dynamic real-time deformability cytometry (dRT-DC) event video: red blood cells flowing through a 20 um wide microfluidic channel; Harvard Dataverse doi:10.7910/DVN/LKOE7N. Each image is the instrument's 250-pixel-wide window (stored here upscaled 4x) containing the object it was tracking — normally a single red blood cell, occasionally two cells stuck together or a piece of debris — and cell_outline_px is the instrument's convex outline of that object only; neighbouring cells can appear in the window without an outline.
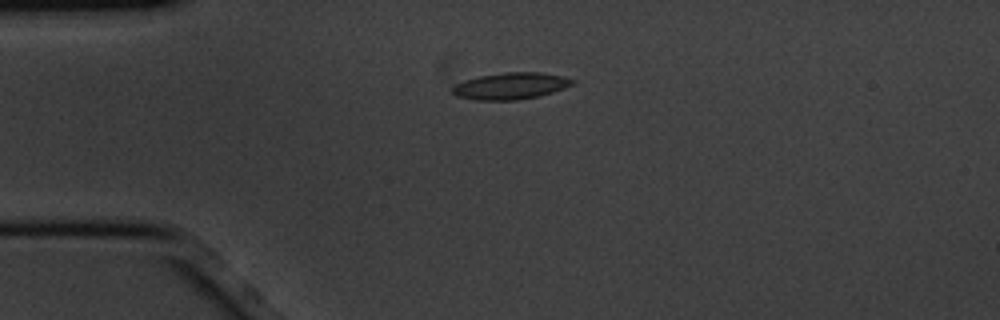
{"species": "common noctule bat (a hibernating species)", "species_latin": "Nyctalus noctula", "temperature_condition": "cold", "stored_images_in_passage": 2, "camera_frame_rate_fps": 3000, "um_per_image_px": 0.085, "animal": {"sex": "male", "body_mass_g": 20.1, "forearm_length_mm": 53.5}, "frame": {"image": 1, "passage_image": 1, "time_ms": 0.0, "image_size_px": [1000, 320], "cell_outline_px": [[576, 80], [572, 84], [564, 88], [540, 96], [516, 100], [476, 100], [456, 96], [452, 92], [452, 88], [456, 84], [464, 80], [480, 76], [504, 72], [540, 72], [564, 76]], "centroid_in_image_um": [43.41, 7.3], "position_along_channel_um": 41.6, "area_um2": 18.67}}